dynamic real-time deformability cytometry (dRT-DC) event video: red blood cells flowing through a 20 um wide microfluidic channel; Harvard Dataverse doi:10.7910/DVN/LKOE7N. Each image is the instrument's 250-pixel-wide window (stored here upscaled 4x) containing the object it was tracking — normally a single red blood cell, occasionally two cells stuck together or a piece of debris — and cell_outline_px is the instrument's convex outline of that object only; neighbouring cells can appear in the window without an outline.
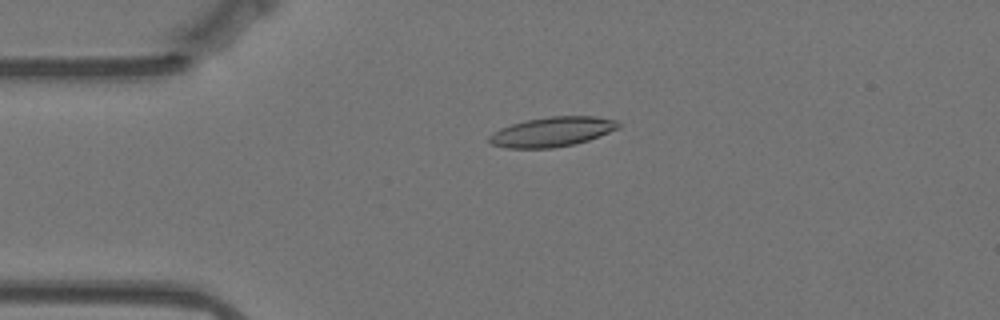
{"species": "Egyptian fruit bat (a non-hibernating species)", "species_latin": "Rousettus aegyptiacus", "temperature_condition": "warm", "stored_images_in_passage": 52, "camera_frame_rate_fps": 3000, "um_per_image_px": 0.085, "animal": {"sex": "female"}, "frame": {"image": 1, "passage_image": 8, "time_ms": 2.333, "image_size_px": [1000, 320], "cell_outline_px": [[620, 128], [588, 140], [572, 144], [552, 148], [508, 148], [492, 144], [488, 140], [488, 136], [492, 132], [500, 128], [512, 124], [528, 120], [548, 116], [596, 116], [616, 120], [620, 124]], "centroid_in_image_um": [46.93, 11.19], "position_along_channel_um": 38.1, "area_um2": 22.25}}
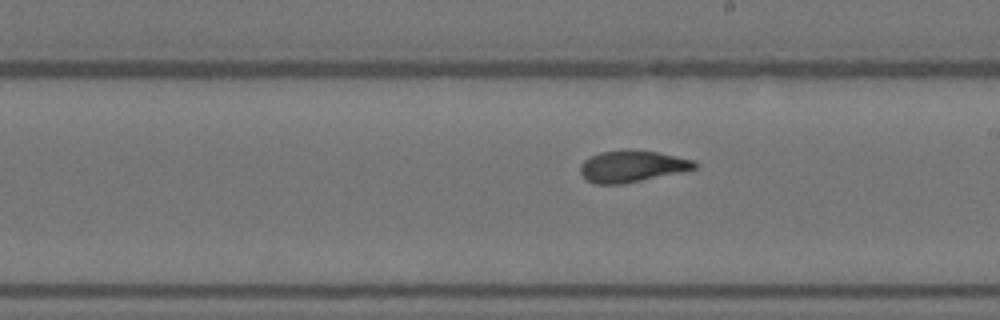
{"frame": {"image": 2, "passage_image": 27, "time_ms": 8.667, "image_size_px": [1000, 320], "cell_outline_px": [[696, 168], [684, 172], [624, 184], [592, 184], [580, 172], [580, 164], [584, 160], [600, 152], [624, 148], [632, 148], [656, 152], [696, 160]], "centroid_in_image_um": [53.74, 14.12], "position_along_channel_um": 235.3, "area_um2": 21.5}}
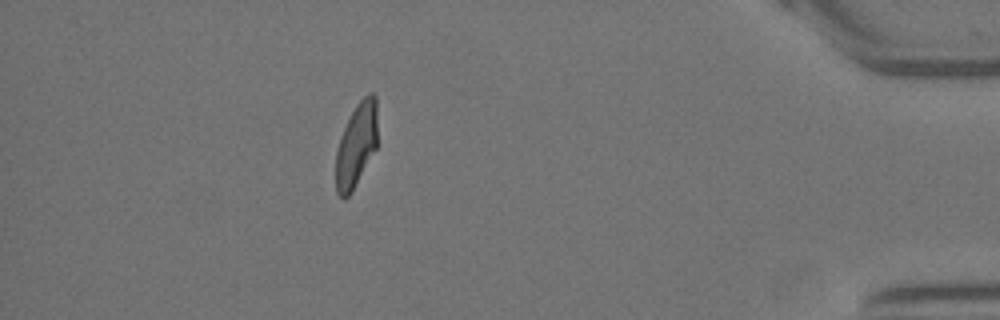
{"frame": {"image": 3, "passage_image": 46, "time_ms": 15.0, "image_size_px": [1000, 320], "cell_outline_px": [[376, 148], [352, 192], [344, 200], [336, 192], [336, 152], [340, 136], [356, 104], [368, 92], [372, 92], [376, 96]], "centroid_in_image_um": [30.27, 12.34], "position_along_channel_um": 404.9, "area_um2": 20.23}, "authors_computed_cell_mechanics": {"area_um2": 21.2126, "velocity_mm_per_s": 3.5249, "shape_relaxation_time_tau1_ms": null, "shape_relaxation_time_tau2_ms": 1.7149, "deformation_change_tau1": null, "deformation_change_tau2": 0.0753}}